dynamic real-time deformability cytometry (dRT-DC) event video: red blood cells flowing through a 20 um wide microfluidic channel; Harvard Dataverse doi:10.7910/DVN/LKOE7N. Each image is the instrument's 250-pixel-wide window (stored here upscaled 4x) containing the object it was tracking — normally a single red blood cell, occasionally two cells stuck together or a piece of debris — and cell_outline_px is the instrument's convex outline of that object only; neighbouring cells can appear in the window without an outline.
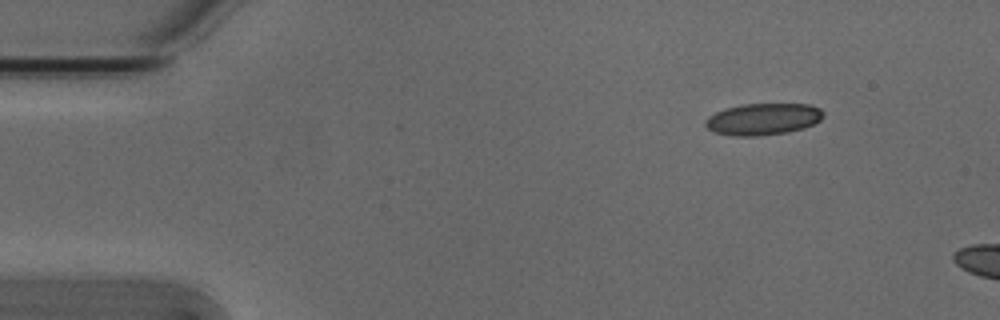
{"species": "Egyptian fruit bat (a non-hibernating species)", "species_latin": "Rousettus aegyptiacus", "temperature_condition": "cold", "stored_images_in_passage": 2, "camera_frame_rate_fps": 3000, "um_per_image_px": 0.085, "animal": {"sex": "male"}, "frame": {"image": 1, "passage_image": 2, "time_ms": 0.333, "image_size_px": [1000, 320], "cell_outline_px": [[824, 116], [820, 120], [804, 128], [788, 132], [756, 136], [732, 136], [716, 132], [708, 128], [704, 124], [704, 120], [708, 116], [716, 112], [728, 108], [744, 104], [812, 104], [820, 108], [824, 112]], "centroid_in_image_um": [64.88, 10.12], "position_along_channel_um": 20.1, "area_um2": 21.79}}